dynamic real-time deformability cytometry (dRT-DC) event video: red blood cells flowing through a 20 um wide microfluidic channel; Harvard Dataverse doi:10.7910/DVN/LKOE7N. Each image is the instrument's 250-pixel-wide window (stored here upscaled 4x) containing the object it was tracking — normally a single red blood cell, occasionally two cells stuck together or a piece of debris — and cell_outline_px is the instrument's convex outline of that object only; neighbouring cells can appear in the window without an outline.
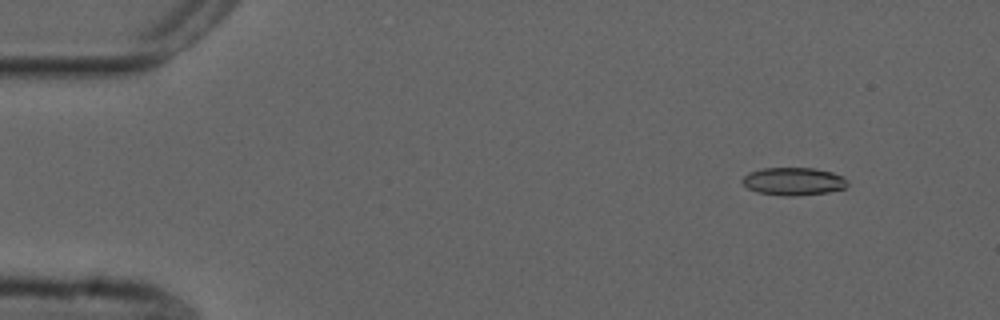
{"species": "common noctule bat (a hibernating species)", "species_latin": "Nyctalus noctula", "temperature_condition": "cold", "stored_images_in_passage": 3, "camera_frame_rate_fps": 3000, "um_per_image_px": 0.085, "animal": {"sex": "male", "forearm_length_mm": 52.5}, "frame": {"image": 1, "passage_image": 2, "time_ms": 0.333, "image_size_px": [1000, 320], "cell_outline_px": [[848, 184], [844, 188], [828, 192], [792, 196], [784, 196], [756, 192], [748, 188], [740, 180], [748, 172], [764, 168], [816, 168], [832, 172], [848, 180]], "centroid_in_image_um": [67.42, 15.41], "position_along_channel_um": 17.6, "area_um2": 17.05}}